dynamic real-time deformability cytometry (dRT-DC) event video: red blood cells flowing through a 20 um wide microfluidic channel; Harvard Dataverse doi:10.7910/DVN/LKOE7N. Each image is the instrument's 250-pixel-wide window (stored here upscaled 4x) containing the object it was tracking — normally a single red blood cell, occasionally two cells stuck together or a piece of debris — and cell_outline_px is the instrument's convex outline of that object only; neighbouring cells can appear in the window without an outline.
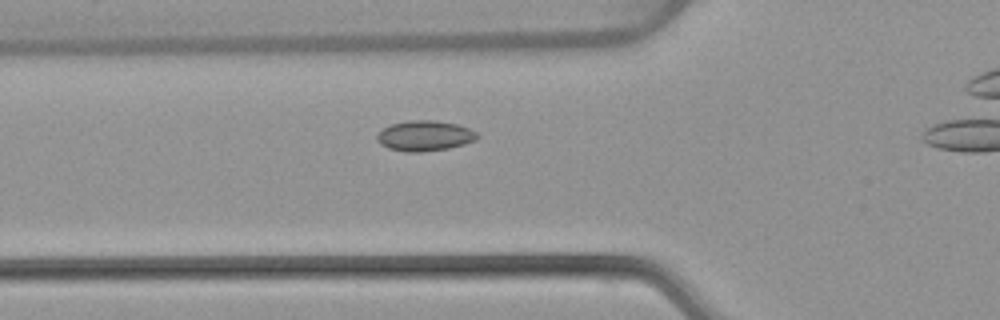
{"species": "common noctule bat (a hibernating species)", "species_latin": "Nyctalus noctula", "temperature_condition": "warm", "stored_images_in_passage": 38, "camera_frame_rate_fps": 3000, "um_per_image_px": 0.085, "animal": {"sex": "female", "body_mass_g": 22.7, "forearm_length_mm": 54.2}, "frame": {"image": 1, "passage_image": 13, "time_ms": 4.0, "image_size_px": [1000, 320], "cell_outline_px": [[480, 136], [476, 140], [464, 144], [448, 148], [420, 152], [404, 152], [388, 148], [380, 144], [376, 140], [376, 136], [384, 128], [392, 124], [412, 120], [432, 120], [456, 124], [468, 128], [476, 132]], "centroid_in_image_um": [36.1, 11.55], "position_along_channel_um": 89.7, "area_um2": 17.63}}
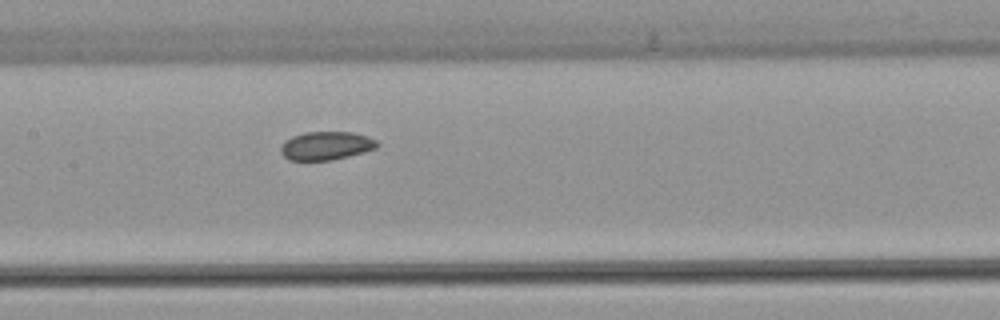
{"frame": {"image": 2, "passage_image": 20, "time_ms": 6.333, "image_size_px": [1000, 320], "cell_outline_px": [[380, 144], [376, 148], [364, 152], [332, 160], [288, 160], [280, 152], [280, 144], [284, 140], [292, 136], [304, 132], [352, 132], [368, 136], [376, 140]], "centroid_in_image_um": [27.7, 12.38], "position_along_channel_um": 179.7, "area_um2": 16.13}}
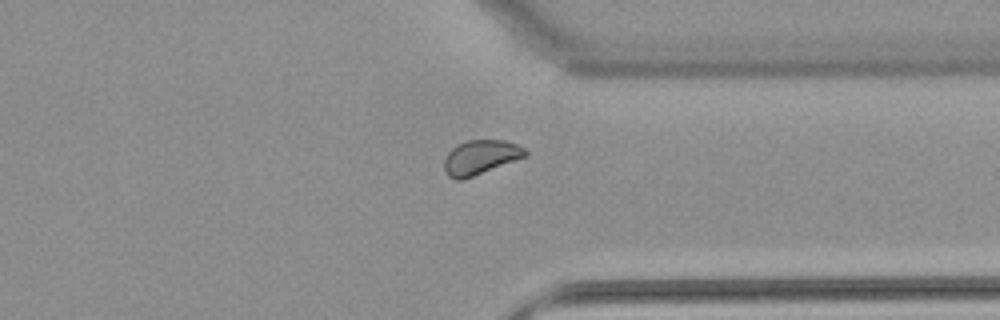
{"frame": {"image": 3, "passage_image": 35, "time_ms": 11.333, "image_size_px": [1000, 320], "cell_outline_px": [[528, 156], [472, 176], [460, 180], [456, 180], [448, 176], [444, 168], [444, 160], [448, 152], [456, 144], [468, 140], [504, 140], [516, 144], [524, 148], [528, 152]], "centroid_in_image_um": [40.84, 13.36], "position_along_channel_um": 370.6, "area_um2": 16.18}}